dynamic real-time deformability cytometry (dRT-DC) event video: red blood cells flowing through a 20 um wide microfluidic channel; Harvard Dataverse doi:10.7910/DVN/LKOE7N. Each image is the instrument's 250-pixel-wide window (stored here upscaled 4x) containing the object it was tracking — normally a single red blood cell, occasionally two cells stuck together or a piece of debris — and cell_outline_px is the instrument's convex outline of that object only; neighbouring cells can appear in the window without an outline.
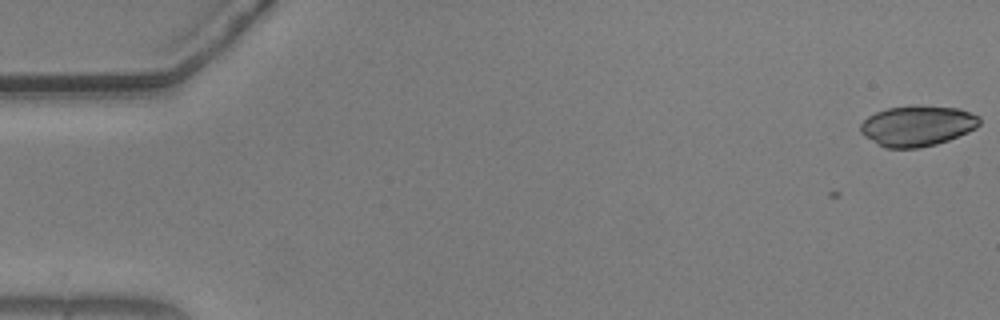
{"species": "common noctule bat (a hibernating species)", "species_latin": "Nyctalus noctula", "temperature_condition": "warm", "stored_images_in_passage": 12, "camera_frame_rate_fps": 3000, "um_per_image_px": 0.085, "animal": {"sex": "male", "body_mass_g": 20.5, "forearm_length_mm": 52.5}, "frame": {"image": 1, "passage_image": 1, "time_ms": 0.0, "image_size_px": [1000, 320], "cell_outline_px": [[980, 124], [976, 128], [968, 132], [948, 140], [936, 144], [920, 148], [884, 148], [864, 136], [860, 132], [860, 124], [868, 116], [876, 112], [888, 108], [912, 104], [920, 104], [960, 108], [980, 116]], "centroid_in_image_um": [77.98, 10.67], "position_along_channel_um": 7.0, "area_um2": 28.61}}